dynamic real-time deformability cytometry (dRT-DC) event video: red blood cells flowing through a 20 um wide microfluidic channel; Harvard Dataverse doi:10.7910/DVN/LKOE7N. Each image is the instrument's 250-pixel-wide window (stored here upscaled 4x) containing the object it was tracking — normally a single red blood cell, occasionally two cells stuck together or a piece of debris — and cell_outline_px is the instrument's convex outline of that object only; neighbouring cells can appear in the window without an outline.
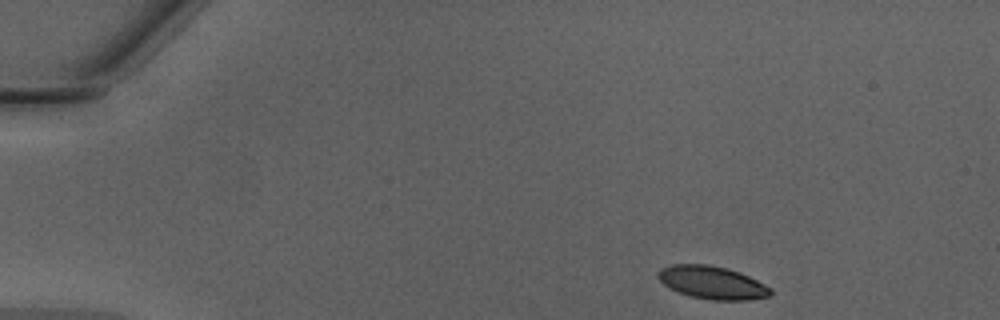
{"species": "Egyptian fruit bat (a non-hibernating species)", "species_latin": "Rousettus aegyptiacus", "temperature_condition": "warm", "stored_images_in_passage": 42, "camera_frame_rate_fps": 3000, "um_per_image_px": 0.085, "animal": {"sex": "male"}, "frame": {"image": 1, "passage_image": 1, "time_ms": 0.0, "image_size_px": [1000, 320], "cell_outline_px": [[772, 296], [748, 300], [712, 300], [692, 296], [668, 288], [656, 276], [660, 268], [672, 264], [708, 264], [728, 268], [740, 272], [772, 288]], "centroid_in_image_um": [60.54, 24.01], "position_along_channel_um": 24.5, "area_um2": 21.68}}
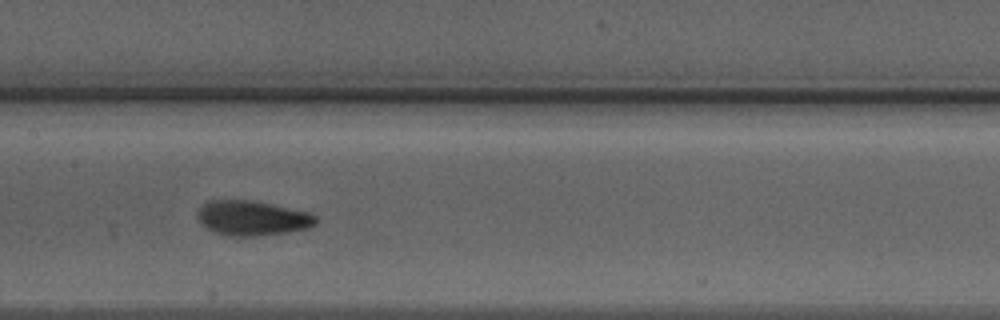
{"frame": {"image": 2, "passage_image": 19, "time_ms": 6.0, "image_size_px": [1000, 320], "cell_outline_px": [[316, 224], [308, 228], [284, 232], [256, 236], [228, 236], [212, 232], [200, 220], [196, 212], [208, 200], [256, 200], [308, 212], [316, 216]], "centroid_in_image_um": [21.44, 18.53], "position_along_channel_um": 186.0, "area_um2": 23.93}}
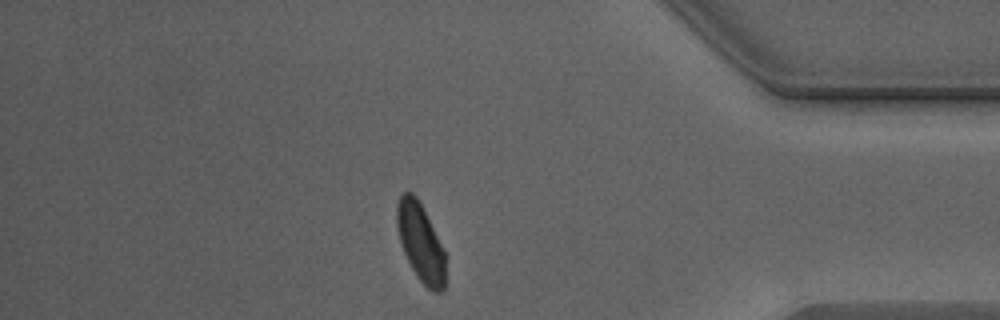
{"frame": {"image": 3, "passage_image": 36, "time_ms": 11.667, "image_size_px": [1000, 320], "cell_outline_px": [[444, 292], [432, 292], [420, 280], [412, 268], [400, 244], [396, 228], [396, 208], [400, 196], [404, 192], [412, 192], [416, 196], [444, 252]], "centroid_in_image_um": [35.7, 20.62], "position_along_channel_um": 399.5, "area_um2": 21.5}, "authors_computed_cell_mechanics": {"area_um2": 22.831, "velocity_mm_per_s": 4.2851, "shape_relaxation_time_tau1_ms": 2.0828, "shape_relaxation_time_tau2_ms": 1.175, "deformation_change_tau1": 0.1133, "deformation_change_tau2": 0.0689}}